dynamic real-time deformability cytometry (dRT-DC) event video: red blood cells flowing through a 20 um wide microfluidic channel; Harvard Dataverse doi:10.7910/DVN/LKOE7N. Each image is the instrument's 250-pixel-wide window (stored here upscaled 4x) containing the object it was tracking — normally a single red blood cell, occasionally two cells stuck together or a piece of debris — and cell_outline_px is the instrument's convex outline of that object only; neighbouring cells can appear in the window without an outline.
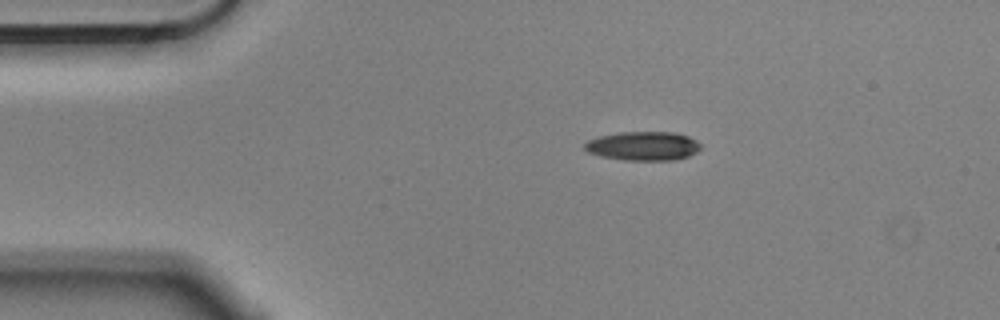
{"species": "Egyptian fruit bat (a non-hibernating species)", "species_latin": "Rousettus aegyptiacus", "temperature_condition": "cold", "stored_images_in_passage": 4, "camera_frame_rate_fps": 3000, "um_per_image_px": 0.085, "animal": {"sex": "male"}, "frame": {"image": 1, "passage_image": 3, "time_ms": 0.667, "image_size_px": [1000, 320], "cell_outline_px": [[700, 148], [696, 152], [688, 156], [672, 160], [624, 160], [600, 156], [588, 152], [584, 148], [584, 144], [588, 140], [600, 136], [620, 132], [676, 132], [688, 136], [696, 140], [700, 144]], "centroid_in_image_um": [54.66, 12.4], "position_along_channel_um": 30.3, "area_um2": 19.54}}